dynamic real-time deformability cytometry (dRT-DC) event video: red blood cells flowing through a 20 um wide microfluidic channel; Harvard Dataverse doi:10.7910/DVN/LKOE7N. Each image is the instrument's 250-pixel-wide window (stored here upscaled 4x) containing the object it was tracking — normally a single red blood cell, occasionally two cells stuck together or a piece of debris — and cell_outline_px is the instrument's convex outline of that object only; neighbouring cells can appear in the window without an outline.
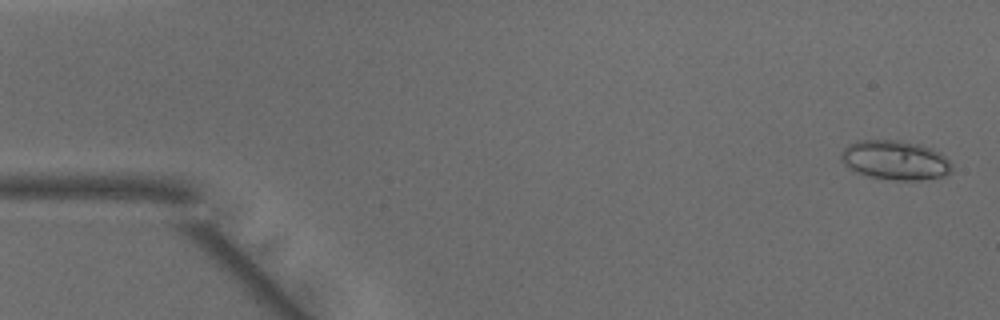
{"species": "common noctule bat (a hibernating species)", "species_latin": "Nyctalus noctula", "temperature_condition": "warm", "stored_images_in_passage": 49, "camera_frame_rate_fps": 3000, "um_per_image_px": 0.085, "animal": {"sex": "male", "body_mass_g": 15.6}, "frame": {"image": 1, "passage_image": 2, "time_ms": 0.333, "image_size_px": [1000, 320], "cell_outline_px": [[952, 172], [944, 176], [920, 180], [892, 180], [868, 176], [856, 172], [848, 168], [840, 160], [840, 152], [848, 144], [856, 140], [900, 140], [920, 144], [932, 148], [944, 156], [952, 164]], "centroid_in_image_um": [76.06, 13.61], "position_along_channel_um": 8.9, "area_um2": 25.72}}
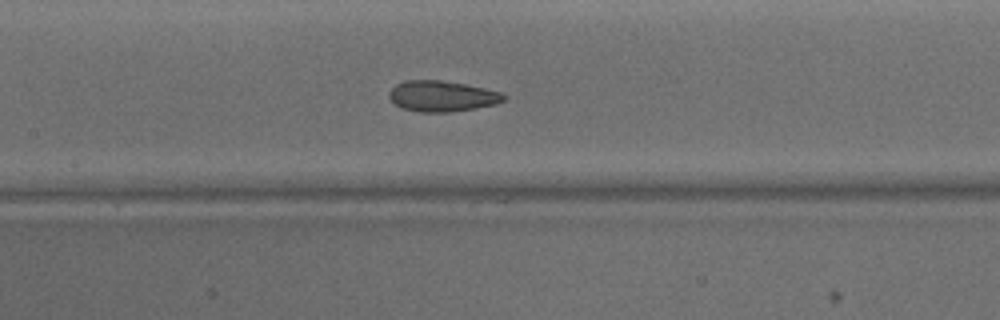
{"frame": {"image": 2, "passage_image": 23, "time_ms": 7.333, "image_size_px": [1000, 320], "cell_outline_px": [[508, 96], [504, 100], [496, 104], [476, 108], [448, 112], [420, 112], [400, 108], [388, 96], [388, 92], [396, 84], [404, 80], [440, 80], [464, 84], [484, 88], [500, 92]], "centroid_in_image_um": [37.56, 8.17], "position_along_channel_um": 169.8, "area_um2": 20.58}}
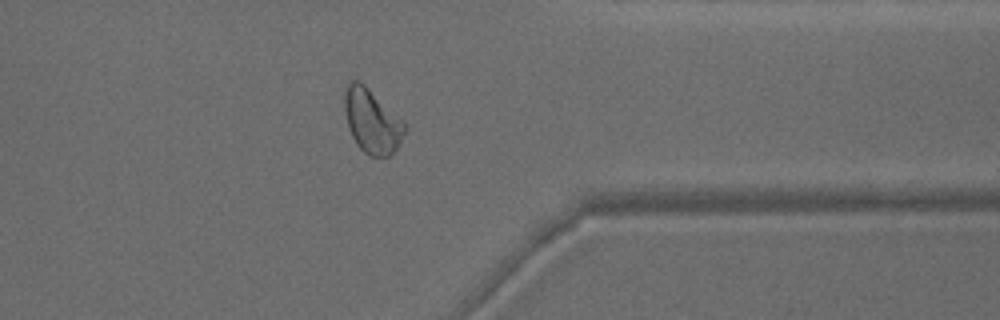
{"frame": {"image": 3, "passage_image": 39, "time_ms": 12.667, "image_size_px": [1000, 320], "cell_outline_px": [[408, 128], [396, 148], [388, 156], [372, 156], [364, 152], [356, 144], [348, 128], [344, 112], [344, 96], [348, 84], [352, 80], [360, 80]], "centroid_in_image_um": [31.57, 10.3], "position_along_channel_um": 379.8, "area_um2": 21.91}, "authors_computed_cell_mechanics": {"area_um2": 22.5998, "velocity_mm_per_s": 4.1281, "shape_relaxation_time_tau1_ms": 4.3153, "shape_relaxation_time_tau2_ms": 1.6993, "deformation_change_tau1": 0.1233, "deformation_change_tau2": 0.0719}}